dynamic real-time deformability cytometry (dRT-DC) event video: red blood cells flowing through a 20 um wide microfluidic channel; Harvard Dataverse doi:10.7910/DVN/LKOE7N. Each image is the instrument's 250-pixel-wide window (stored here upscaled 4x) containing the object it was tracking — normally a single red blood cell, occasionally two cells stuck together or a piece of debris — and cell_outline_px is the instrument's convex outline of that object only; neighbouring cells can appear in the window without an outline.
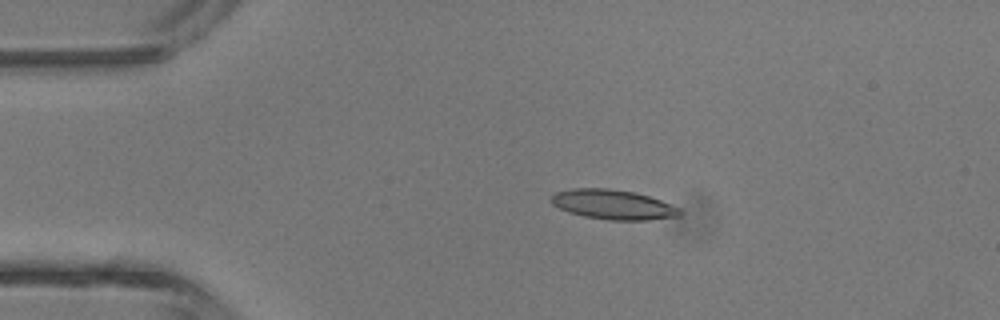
{"species": "common noctule bat (a hibernating species)", "species_latin": "Nyctalus noctula", "temperature_condition": "room temperature", "stored_images_in_passage": 3, "camera_frame_rate_fps": 3000, "um_per_image_px": 0.085, "animal": {"sex": "male", "body_mass_g": 13.3}, "frame": {"image": 1, "passage_image": 1, "time_ms": 0.0, "image_size_px": [1000, 320], "cell_outline_px": [[684, 216], [648, 220], [608, 220], [584, 216], [568, 212], [552, 204], [548, 200], [556, 192], [572, 188], [608, 188], [636, 192], [660, 200], [680, 208], [684, 212]], "centroid_in_image_um": [52.15, 17.39], "position_along_channel_um": 32.9, "area_um2": 22.54}}
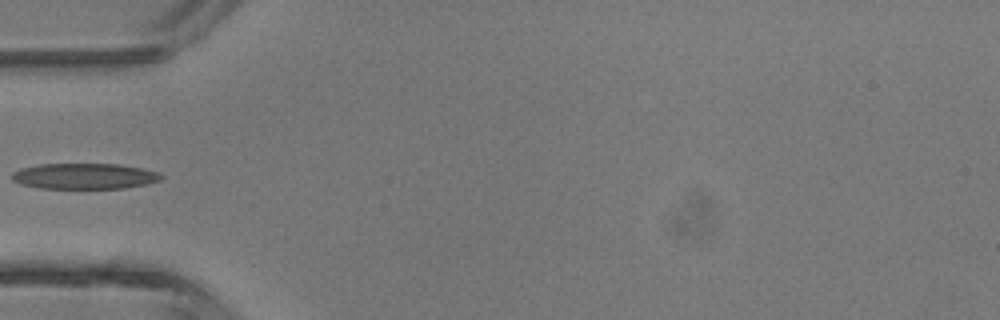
{"frame": {"image": 2, "passage_image": 3, "time_ms": 2.0, "image_size_px": [1000, 320], "cell_outline_px": [[164, 176], [160, 180], [144, 184], [124, 188], [40, 188], [20, 184], [12, 180], [12, 172], [20, 168], [40, 164], [120, 164], [160, 172]], "centroid_in_image_um": [7.16, 14.97], "position_along_channel_um": 77.8, "area_um2": 22.37}}